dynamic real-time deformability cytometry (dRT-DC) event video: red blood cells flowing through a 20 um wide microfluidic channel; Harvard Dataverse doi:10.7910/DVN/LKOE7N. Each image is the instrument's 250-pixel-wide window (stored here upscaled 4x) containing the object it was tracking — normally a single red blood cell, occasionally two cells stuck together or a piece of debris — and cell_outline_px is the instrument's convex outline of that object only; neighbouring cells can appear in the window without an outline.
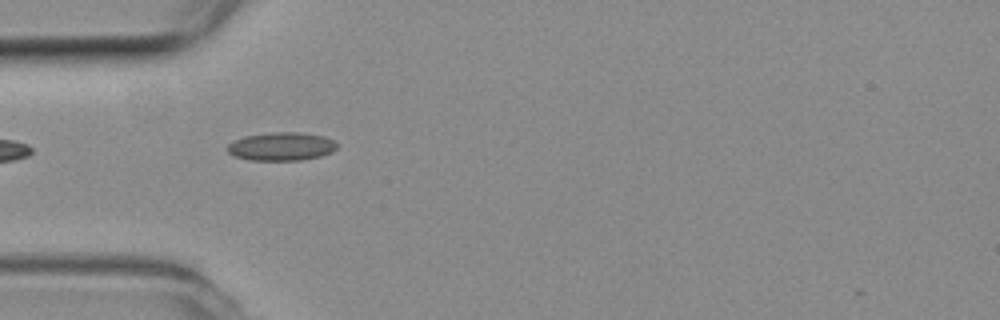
{"species": "common noctule bat (a hibernating species)", "species_latin": "Nyctalus noctula", "temperature_condition": "room temperature", "stored_images_in_passage": 6, "camera_frame_rate_fps": 3000, "um_per_image_px": 0.085, "animal": {"sex": "female", "body_mass_g": 19.3, "forearm_length_mm": 54.1}, "frame": {"image": 1, "passage_image": 2, "time_ms": 0.333, "image_size_px": [1000, 320], "cell_outline_px": [[336, 148], [332, 152], [320, 156], [300, 160], [252, 160], [232, 156], [224, 148], [232, 140], [244, 136], [272, 132], [300, 132], [324, 136], [332, 140], [336, 144]], "centroid_in_image_um": [23.85, 12.44], "position_along_channel_um": 61.1, "area_um2": 18.21}}
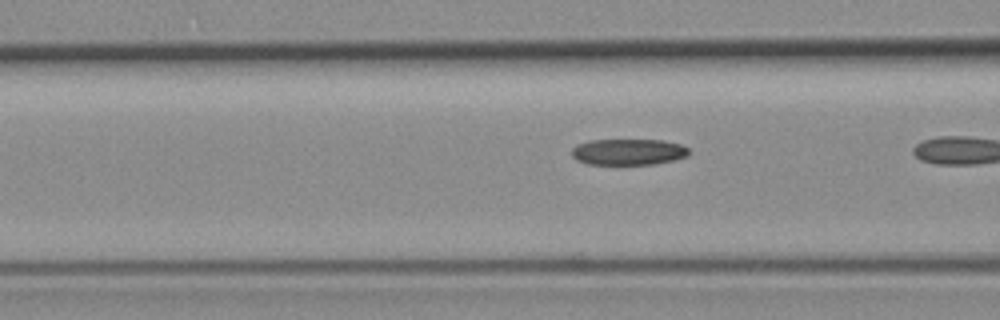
{"frame": {"image": 2, "passage_image": 4, "time_ms": 1.0, "image_size_px": [1000, 320], "cell_outline_px": [[688, 156], [676, 160], [656, 164], [588, 164], [576, 160], [572, 156], [572, 148], [576, 144], [588, 140], [664, 140], [680, 144], [688, 148]], "centroid_in_image_um": [53.4, 12.91], "position_along_channel_um": 113.2, "area_um2": 18.03}}